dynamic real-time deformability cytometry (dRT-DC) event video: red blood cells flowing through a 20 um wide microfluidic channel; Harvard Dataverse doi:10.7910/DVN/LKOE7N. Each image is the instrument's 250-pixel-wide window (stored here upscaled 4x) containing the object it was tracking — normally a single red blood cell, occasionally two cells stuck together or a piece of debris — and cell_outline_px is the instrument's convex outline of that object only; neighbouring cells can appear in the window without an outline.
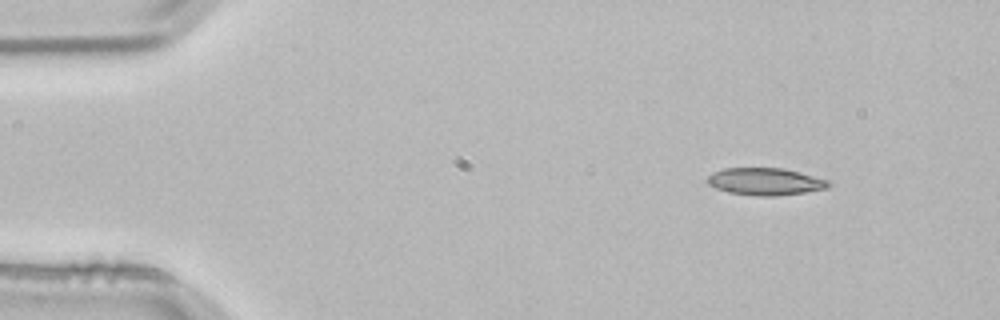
{"species": "common noctule bat (a hibernating species)", "species_latin": "Nyctalus noctula", "temperature_condition": "room temperature", "stored_images_in_passage": 4, "camera_frame_rate_fps": 3000, "um_per_image_px": 0.085, "animal": {"sex": "male", "body_mass_g": 21.5, "forearm_length_mm": 52.0}, "frame": {"image": 1, "passage_image": 2, "time_ms": 0.333, "image_size_px": [1000, 320], "cell_outline_px": [[832, 184], [828, 188], [804, 192], [776, 196], [756, 196], [728, 192], [716, 188], [708, 184], [704, 180], [712, 172], [724, 168], [784, 168], [800, 172], [828, 180]], "centroid_in_image_um": [65.02, 15.43], "position_along_channel_um": 20.0, "area_um2": 19.36}}
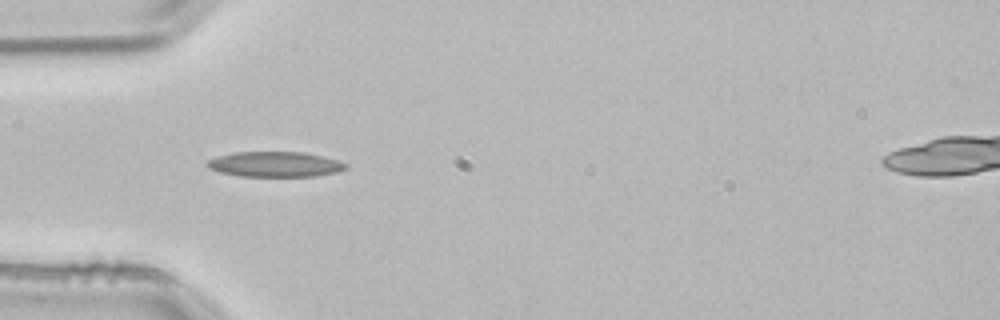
{"frame": {"image": 2, "passage_image": 4, "time_ms": 1.0, "image_size_px": [1000, 320], "cell_outline_px": [[348, 168], [340, 172], [316, 176], [240, 176], [220, 172], [208, 168], [204, 164], [208, 160], [216, 156], [232, 152], [304, 152], [336, 160], [348, 164]], "centroid_in_image_um": [23.36, 13.96], "position_along_channel_um": 61.6, "area_um2": 20.52}}